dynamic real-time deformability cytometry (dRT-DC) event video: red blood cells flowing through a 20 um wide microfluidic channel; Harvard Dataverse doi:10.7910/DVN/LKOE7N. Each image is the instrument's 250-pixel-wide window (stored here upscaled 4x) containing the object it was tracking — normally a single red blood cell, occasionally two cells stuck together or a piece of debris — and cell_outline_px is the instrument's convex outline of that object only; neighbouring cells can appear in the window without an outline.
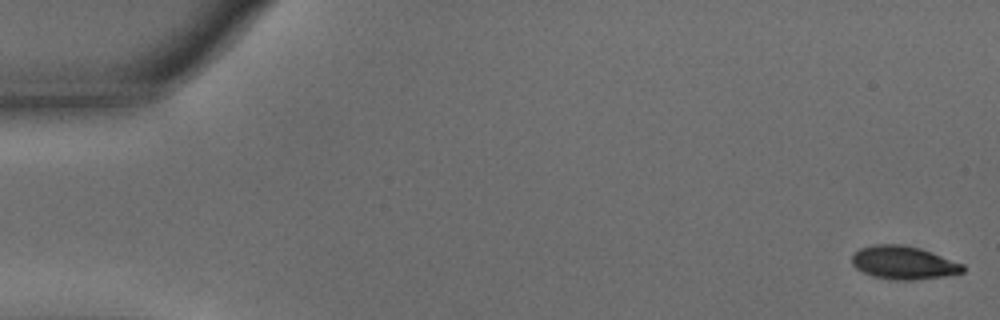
{"species": "common noctule bat (a hibernating species)", "species_latin": "Nyctalus noctula", "temperature_condition": "warm", "stored_images_in_passage": 57, "camera_frame_rate_fps": 3000, "um_per_image_px": 0.085, "animal": {"sex": "male", "body_mass_g": 15.6}, "frame": {"image": 1, "passage_image": 1, "time_ms": 0.0, "image_size_px": [1000, 320], "cell_outline_px": [[964, 272], [944, 276], [916, 280], [896, 280], [872, 276], [856, 268], [852, 264], [852, 256], [860, 248], [872, 244], [904, 244], [920, 248], [964, 264]], "centroid_in_image_um": [76.8, 22.32], "position_along_channel_um": 8.2, "area_um2": 21.5}}
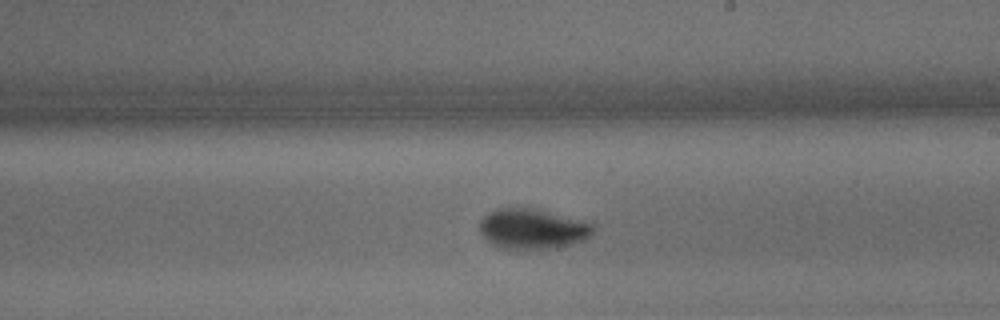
{"frame": {"image": 2, "passage_image": 33, "time_ms": 10.667, "image_size_px": [1000, 320], "cell_outline_px": [[596, 228], [584, 240], [572, 244], [556, 248], [516, 252], [500, 248], [492, 244], [480, 232], [480, 220], [488, 212], [500, 208], [532, 208], [596, 224]], "centroid_in_image_um": [45.24, 19.5], "position_along_channel_um": 243.8, "area_um2": 27.05}}
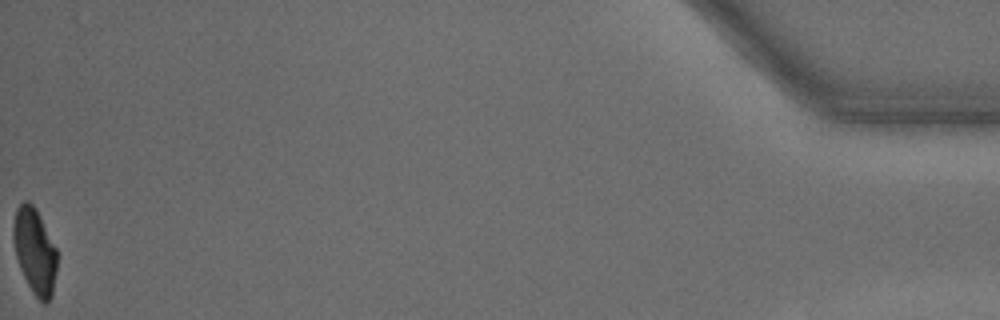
{"frame": {"image": 3, "passage_image": 57, "time_ms": 18.667, "image_size_px": [1000, 320], "cell_outline_px": [[56, 272], [52, 296], [48, 304], [44, 304], [32, 292], [20, 268], [16, 256], [12, 236], [12, 228], [16, 208], [24, 200], [28, 200], [36, 208], [56, 248]], "centroid_in_image_um": [2.94, 21.33], "position_along_channel_um": 432.3, "area_um2": 21.85}, "authors_computed_cell_mechanics": {"area_um2": 23.5824, "velocity_mm_per_s": 3.5754, "shape_relaxation_time_tau1_ms": 3.2691, "shape_relaxation_time_tau2_ms": 1.6031, "deformation_change_tau1": 0.1719, "deformation_change_tau2": 0.0638}}